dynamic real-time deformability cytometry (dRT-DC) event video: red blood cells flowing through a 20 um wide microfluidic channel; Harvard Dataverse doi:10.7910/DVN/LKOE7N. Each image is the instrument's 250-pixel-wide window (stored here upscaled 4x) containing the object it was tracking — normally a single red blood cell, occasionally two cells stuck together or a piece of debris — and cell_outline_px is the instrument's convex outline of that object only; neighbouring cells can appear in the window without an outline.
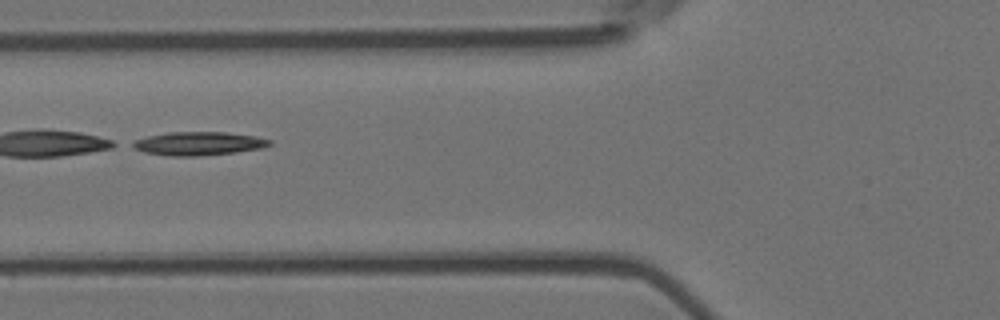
{"species": "Egyptian fruit bat (a non-hibernating species)", "species_latin": "Rousettus aegyptiacus", "temperature_condition": "room temperature", "stored_images_in_passage": 6, "camera_frame_rate_fps": 3000, "um_per_image_px": 0.085, "animal": {"sex": "female"}, "frame": {"image": 1, "passage_image": 6, "time_ms": 1.667, "image_size_px": [1000, 320], "cell_outline_px": [[272, 144], [260, 148], [236, 152], [196, 156], [172, 156], [144, 152], [132, 148], [128, 144], [136, 140], [148, 136], [168, 132], [228, 132], [256, 136], [272, 140]], "centroid_in_image_um": [16.86, 12.19], "position_along_channel_um": 108.9, "area_um2": 18.79}}